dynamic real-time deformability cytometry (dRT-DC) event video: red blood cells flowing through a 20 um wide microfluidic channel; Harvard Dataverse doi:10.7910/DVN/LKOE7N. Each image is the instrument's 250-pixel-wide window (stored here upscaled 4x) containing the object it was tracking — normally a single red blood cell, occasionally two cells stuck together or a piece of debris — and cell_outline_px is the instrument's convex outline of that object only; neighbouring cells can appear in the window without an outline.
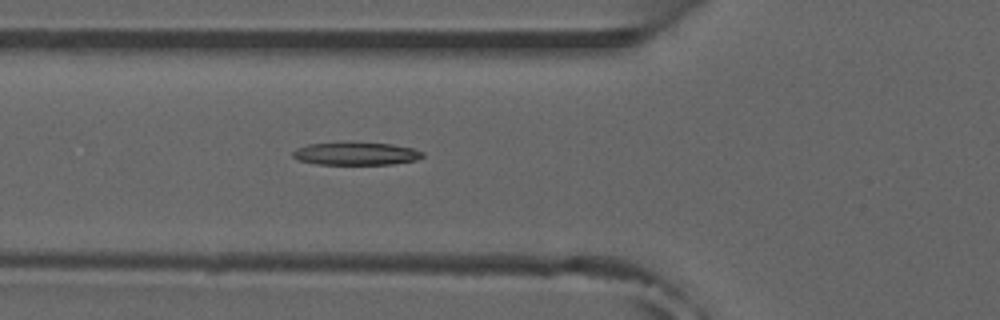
{"species": "common noctule bat (a hibernating species)", "species_latin": "Nyctalus noctula", "temperature_condition": "room temperature", "stored_images_in_passage": 24, "camera_frame_rate_fps": 3000, "um_per_image_px": 0.085, "animal": {"sex": "male", "forearm_length_mm": 52.5}, "frame": {"image": 1, "passage_image": 4, "time_ms": 1.0, "image_size_px": [1000, 320], "cell_outline_px": [[424, 156], [416, 160], [392, 164], [316, 164], [300, 160], [292, 156], [292, 152], [296, 148], [308, 144], [392, 144], [412, 148], [424, 152]], "centroid_in_image_um": [30.28, 13.08], "position_along_channel_um": 95.5, "area_um2": 16.65}}
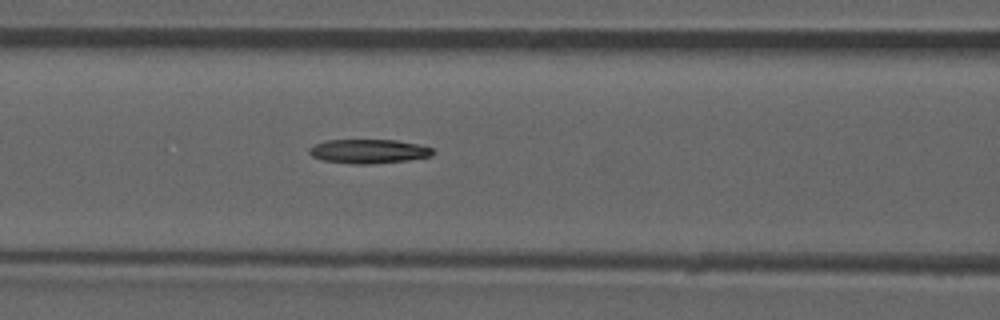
{"frame": {"image": 2, "passage_image": 7, "time_ms": 2.0, "image_size_px": [1000, 320], "cell_outline_px": [[436, 152], [432, 156], [408, 160], [372, 164], [352, 164], [324, 160], [312, 156], [308, 152], [308, 148], [316, 144], [328, 140], [396, 140], [416, 144], [432, 148]], "centroid_in_image_um": [31.35, 12.86], "position_along_channel_um": 135.3, "area_um2": 17.34}}